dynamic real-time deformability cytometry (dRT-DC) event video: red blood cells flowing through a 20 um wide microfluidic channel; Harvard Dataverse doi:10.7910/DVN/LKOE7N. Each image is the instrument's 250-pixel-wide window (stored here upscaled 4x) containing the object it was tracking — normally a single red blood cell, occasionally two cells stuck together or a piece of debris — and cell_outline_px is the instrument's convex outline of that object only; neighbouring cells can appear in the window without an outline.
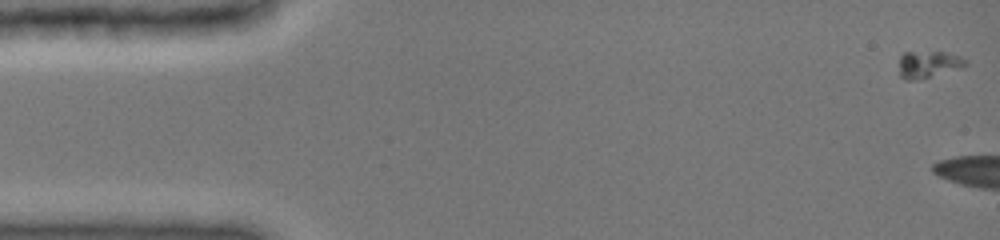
{"species": "common noctule bat (a hibernating species)", "species_latin": "Nyctalus noctula", "temperature_condition": "cold", "stored_images_in_passage": 4, "camera_frame_rate_fps": 3000, "um_per_image_px": 0.085, "animal": {"sex": "female", "body_mass_g": 19.0, "forearm_length_mm": 51.5}, "frame": {"image": 1, "passage_image": 1, "time_ms": 0.0, "image_size_px": [1000, 240], "cell_outline_px": [[968, 64], [964, 68], [916, 80], [904, 80], [900, 76], [900, 56], [904, 52], [944, 52], [960, 56], [968, 60]], "centroid_in_image_um": [78.96, 5.47], "position_along_channel_um": 6.0, "area_um2": 10.58}}